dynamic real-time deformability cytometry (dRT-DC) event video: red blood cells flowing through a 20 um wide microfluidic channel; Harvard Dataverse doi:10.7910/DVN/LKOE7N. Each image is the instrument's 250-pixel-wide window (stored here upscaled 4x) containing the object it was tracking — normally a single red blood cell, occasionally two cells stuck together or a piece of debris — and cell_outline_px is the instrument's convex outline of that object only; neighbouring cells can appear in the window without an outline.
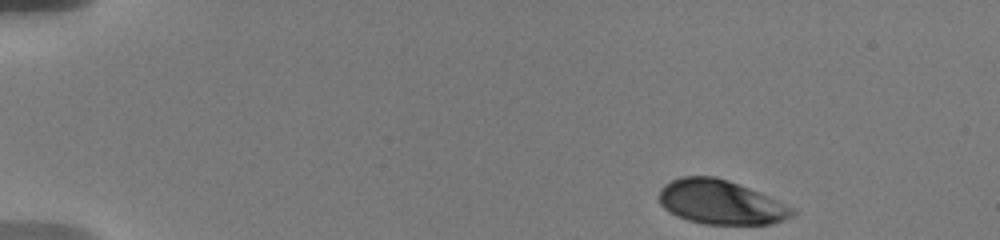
{"species": "human", "species_latin": "Homo sapiens", "temperature_condition": "warm", "stored_images_in_passage": 11, "camera_frame_rate_fps": 3000, "um_per_image_px": 0.085, "donor": {"sex": "male"}, "frame": {"image": 1, "passage_image": 1, "time_ms": 0.0, "image_size_px": [1000, 240], "cell_outline_px": [[796, 212], [792, 216], [784, 220], [772, 224], [704, 224], [688, 220], [676, 216], [668, 212], [660, 204], [660, 188], [664, 184], [680, 176], [716, 176], [728, 180], [760, 192], [792, 208]], "centroid_in_image_um": [61.23, 17.18], "position_along_channel_um": 23.8, "area_um2": 34.33}}
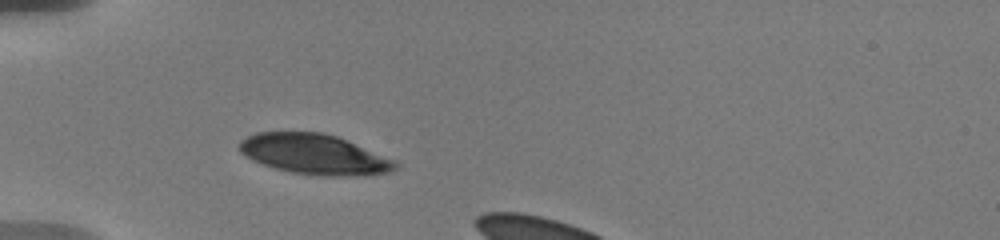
{"frame": {"image": 2, "passage_image": 10, "time_ms": 3.667, "image_size_px": [1000, 240], "cell_outline_px": [[400, 168], [388, 172], [332, 176], [324, 176], [292, 172], [276, 168], [264, 164], [240, 152], [240, 140], [256, 132], [324, 132], [348, 140], [396, 160], [400, 164]], "centroid_in_image_um": [26.77, 13.09], "position_along_channel_um": 58.2, "area_um2": 36.13}}